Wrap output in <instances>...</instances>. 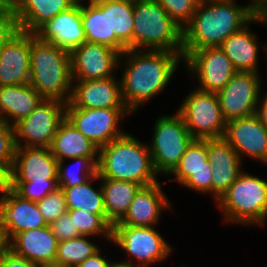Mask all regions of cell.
Returning a JSON list of instances; mask_svg holds the SVG:
<instances>
[{
  "label": "cell",
  "instance_id": "cell-1",
  "mask_svg": "<svg viewBox=\"0 0 267 267\" xmlns=\"http://www.w3.org/2000/svg\"><path fill=\"white\" fill-rule=\"evenodd\" d=\"M184 63L179 53L165 50L127 49L120 55L119 69L122 99L134 115L166 90Z\"/></svg>",
  "mask_w": 267,
  "mask_h": 267
},
{
  "label": "cell",
  "instance_id": "cell-2",
  "mask_svg": "<svg viewBox=\"0 0 267 267\" xmlns=\"http://www.w3.org/2000/svg\"><path fill=\"white\" fill-rule=\"evenodd\" d=\"M255 16L248 4L240 5L237 0H200L183 28V58L205 47L220 46Z\"/></svg>",
  "mask_w": 267,
  "mask_h": 267
},
{
  "label": "cell",
  "instance_id": "cell-3",
  "mask_svg": "<svg viewBox=\"0 0 267 267\" xmlns=\"http://www.w3.org/2000/svg\"><path fill=\"white\" fill-rule=\"evenodd\" d=\"M99 177L135 182L142 187L159 182L148 143L127 131L99 149Z\"/></svg>",
  "mask_w": 267,
  "mask_h": 267
},
{
  "label": "cell",
  "instance_id": "cell-4",
  "mask_svg": "<svg viewBox=\"0 0 267 267\" xmlns=\"http://www.w3.org/2000/svg\"><path fill=\"white\" fill-rule=\"evenodd\" d=\"M29 83L44 99L68 103L73 86L70 52L30 33Z\"/></svg>",
  "mask_w": 267,
  "mask_h": 267
},
{
  "label": "cell",
  "instance_id": "cell-5",
  "mask_svg": "<svg viewBox=\"0 0 267 267\" xmlns=\"http://www.w3.org/2000/svg\"><path fill=\"white\" fill-rule=\"evenodd\" d=\"M215 206L223 223L246 227L267 225V181L243 171Z\"/></svg>",
  "mask_w": 267,
  "mask_h": 267
},
{
  "label": "cell",
  "instance_id": "cell-6",
  "mask_svg": "<svg viewBox=\"0 0 267 267\" xmlns=\"http://www.w3.org/2000/svg\"><path fill=\"white\" fill-rule=\"evenodd\" d=\"M133 49L183 53L181 28L155 0L134 4Z\"/></svg>",
  "mask_w": 267,
  "mask_h": 267
},
{
  "label": "cell",
  "instance_id": "cell-7",
  "mask_svg": "<svg viewBox=\"0 0 267 267\" xmlns=\"http://www.w3.org/2000/svg\"><path fill=\"white\" fill-rule=\"evenodd\" d=\"M155 228L113 225L111 243L126 254L119 261L133 267H151L168 260L174 252L173 245Z\"/></svg>",
  "mask_w": 267,
  "mask_h": 267
},
{
  "label": "cell",
  "instance_id": "cell-8",
  "mask_svg": "<svg viewBox=\"0 0 267 267\" xmlns=\"http://www.w3.org/2000/svg\"><path fill=\"white\" fill-rule=\"evenodd\" d=\"M152 130L148 147L153 167L158 176H164L167 179L195 138L187 129L184 119L176 111L170 116L164 114L158 117Z\"/></svg>",
  "mask_w": 267,
  "mask_h": 267
},
{
  "label": "cell",
  "instance_id": "cell-9",
  "mask_svg": "<svg viewBox=\"0 0 267 267\" xmlns=\"http://www.w3.org/2000/svg\"><path fill=\"white\" fill-rule=\"evenodd\" d=\"M183 98L176 111L195 139L221 138L224 136L226 120L222 115L216 93L193 87Z\"/></svg>",
  "mask_w": 267,
  "mask_h": 267
},
{
  "label": "cell",
  "instance_id": "cell-10",
  "mask_svg": "<svg viewBox=\"0 0 267 267\" xmlns=\"http://www.w3.org/2000/svg\"><path fill=\"white\" fill-rule=\"evenodd\" d=\"M130 115L127 108L86 109L70 101L66 104V119L99 149L126 132L121 126Z\"/></svg>",
  "mask_w": 267,
  "mask_h": 267
},
{
  "label": "cell",
  "instance_id": "cell-11",
  "mask_svg": "<svg viewBox=\"0 0 267 267\" xmlns=\"http://www.w3.org/2000/svg\"><path fill=\"white\" fill-rule=\"evenodd\" d=\"M66 104L56 99H43L26 118L14 125L16 147L50 148L66 118Z\"/></svg>",
  "mask_w": 267,
  "mask_h": 267
},
{
  "label": "cell",
  "instance_id": "cell-12",
  "mask_svg": "<svg viewBox=\"0 0 267 267\" xmlns=\"http://www.w3.org/2000/svg\"><path fill=\"white\" fill-rule=\"evenodd\" d=\"M183 64L191 81H198L197 89L216 94L237 72L219 46L193 51L184 59Z\"/></svg>",
  "mask_w": 267,
  "mask_h": 267
},
{
  "label": "cell",
  "instance_id": "cell-13",
  "mask_svg": "<svg viewBox=\"0 0 267 267\" xmlns=\"http://www.w3.org/2000/svg\"><path fill=\"white\" fill-rule=\"evenodd\" d=\"M260 73L237 71L217 93L222 115L226 121L256 114L262 95Z\"/></svg>",
  "mask_w": 267,
  "mask_h": 267
},
{
  "label": "cell",
  "instance_id": "cell-14",
  "mask_svg": "<svg viewBox=\"0 0 267 267\" xmlns=\"http://www.w3.org/2000/svg\"><path fill=\"white\" fill-rule=\"evenodd\" d=\"M120 55L103 44L84 42L70 52L72 80L87 81L116 76Z\"/></svg>",
  "mask_w": 267,
  "mask_h": 267
},
{
  "label": "cell",
  "instance_id": "cell-15",
  "mask_svg": "<svg viewBox=\"0 0 267 267\" xmlns=\"http://www.w3.org/2000/svg\"><path fill=\"white\" fill-rule=\"evenodd\" d=\"M223 138L243 162L249 158L267 166V129L256 114L227 121Z\"/></svg>",
  "mask_w": 267,
  "mask_h": 267
},
{
  "label": "cell",
  "instance_id": "cell-16",
  "mask_svg": "<svg viewBox=\"0 0 267 267\" xmlns=\"http://www.w3.org/2000/svg\"><path fill=\"white\" fill-rule=\"evenodd\" d=\"M163 182L141 187L135 194L125 216L114 225L134 227L159 226L162 213L174 211L172 202L164 192ZM165 193V194H164ZM164 211V212H163Z\"/></svg>",
  "mask_w": 267,
  "mask_h": 267
},
{
  "label": "cell",
  "instance_id": "cell-17",
  "mask_svg": "<svg viewBox=\"0 0 267 267\" xmlns=\"http://www.w3.org/2000/svg\"><path fill=\"white\" fill-rule=\"evenodd\" d=\"M208 161L212 165V199L216 203L244 171V162L223 138H207Z\"/></svg>",
  "mask_w": 267,
  "mask_h": 267
},
{
  "label": "cell",
  "instance_id": "cell-18",
  "mask_svg": "<svg viewBox=\"0 0 267 267\" xmlns=\"http://www.w3.org/2000/svg\"><path fill=\"white\" fill-rule=\"evenodd\" d=\"M252 24L267 27V16L256 15L242 29L225 39L219 47L237 71L260 73L258 64H260L259 53L261 52L259 50L264 49L265 45H262L258 35L251 31Z\"/></svg>",
  "mask_w": 267,
  "mask_h": 267
},
{
  "label": "cell",
  "instance_id": "cell-19",
  "mask_svg": "<svg viewBox=\"0 0 267 267\" xmlns=\"http://www.w3.org/2000/svg\"><path fill=\"white\" fill-rule=\"evenodd\" d=\"M47 225L36 202L22 198L13 189L0 197V228L8 242L17 233Z\"/></svg>",
  "mask_w": 267,
  "mask_h": 267
},
{
  "label": "cell",
  "instance_id": "cell-20",
  "mask_svg": "<svg viewBox=\"0 0 267 267\" xmlns=\"http://www.w3.org/2000/svg\"><path fill=\"white\" fill-rule=\"evenodd\" d=\"M40 40L71 52L86 42L82 24L81 0L42 25L35 33Z\"/></svg>",
  "mask_w": 267,
  "mask_h": 267
},
{
  "label": "cell",
  "instance_id": "cell-21",
  "mask_svg": "<svg viewBox=\"0 0 267 267\" xmlns=\"http://www.w3.org/2000/svg\"><path fill=\"white\" fill-rule=\"evenodd\" d=\"M30 81V33L19 30L0 48V86Z\"/></svg>",
  "mask_w": 267,
  "mask_h": 267
},
{
  "label": "cell",
  "instance_id": "cell-22",
  "mask_svg": "<svg viewBox=\"0 0 267 267\" xmlns=\"http://www.w3.org/2000/svg\"><path fill=\"white\" fill-rule=\"evenodd\" d=\"M70 102L76 108H126L122 99L119 76L73 81Z\"/></svg>",
  "mask_w": 267,
  "mask_h": 267
},
{
  "label": "cell",
  "instance_id": "cell-23",
  "mask_svg": "<svg viewBox=\"0 0 267 267\" xmlns=\"http://www.w3.org/2000/svg\"><path fill=\"white\" fill-rule=\"evenodd\" d=\"M13 182L58 179V160L47 147H16Z\"/></svg>",
  "mask_w": 267,
  "mask_h": 267
},
{
  "label": "cell",
  "instance_id": "cell-24",
  "mask_svg": "<svg viewBox=\"0 0 267 267\" xmlns=\"http://www.w3.org/2000/svg\"><path fill=\"white\" fill-rule=\"evenodd\" d=\"M58 239L49 225L17 233L9 242L8 249L15 255L36 264L55 262Z\"/></svg>",
  "mask_w": 267,
  "mask_h": 267
},
{
  "label": "cell",
  "instance_id": "cell-25",
  "mask_svg": "<svg viewBox=\"0 0 267 267\" xmlns=\"http://www.w3.org/2000/svg\"><path fill=\"white\" fill-rule=\"evenodd\" d=\"M78 0H18L13 8L19 30L35 33L47 21L68 10Z\"/></svg>",
  "mask_w": 267,
  "mask_h": 267
},
{
  "label": "cell",
  "instance_id": "cell-26",
  "mask_svg": "<svg viewBox=\"0 0 267 267\" xmlns=\"http://www.w3.org/2000/svg\"><path fill=\"white\" fill-rule=\"evenodd\" d=\"M44 98L30 85L0 86V120L14 126Z\"/></svg>",
  "mask_w": 267,
  "mask_h": 267
},
{
  "label": "cell",
  "instance_id": "cell-27",
  "mask_svg": "<svg viewBox=\"0 0 267 267\" xmlns=\"http://www.w3.org/2000/svg\"><path fill=\"white\" fill-rule=\"evenodd\" d=\"M81 0L82 24L87 42L108 46L120 54L127 47L116 37L109 36L108 12L105 0Z\"/></svg>",
  "mask_w": 267,
  "mask_h": 267
},
{
  "label": "cell",
  "instance_id": "cell-28",
  "mask_svg": "<svg viewBox=\"0 0 267 267\" xmlns=\"http://www.w3.org/2000/svg\"><path fill=\"white\" fill-rule=\"evenodd\" d=\"M50 150L58 161L77 157H99V148L66 118L60 124Z\"/></svg>",
  "mask_w": 267,
  "mask_h": 267
},
{
  "label": "cell",
  "instance_id": "cell-29",
  "mask_svg": "<svg viewBox=\"0 0 267 267\" xmlns=\"http://www.w3.org/2000/svg\"><path fill=\"white\" fill-rule=\"evenodd\" d=\"M107 223L112 227L127 213L141 185L126 180L100 177Z\"/></svg>",
  "mask_w": 267,
  "mask_h": 267
},
{
  "label": "cell",
  "instance_id": "cell-30",
  "mask_svg": "<svg viewBox=\"0 0 267 267\" xmlns=\"http://www.w3.org/2000/svg\"><path fill=\"white\" fill-rule=\"evenodd\" d=\"M99 182L97 188L93 184ZM63 190L68 210H84L92 214H99L106 222V212L103 201V191L98 173L81 185L59 187Z\"/></svg>",
  "mask_w": 267,
  "mask_h": 267
},
{
  "label": "cell",
  "instance_id": "cell-31",
  "mask_svg": "<svg viewBox=\"0 0 267 267\" xmlns=\"http://www.w3.org/2000/svg\"><path fill=\"white\" fill-rule=\"evenodd\" d=\"M108 12L109 36H116L127 49H133L134 4L105 0Z\"/></svg>",
  "mask_w": 267,
  "mask_h": 267
},
{
  "label": "cell",
  "instance_id": "cell-32",
  "mask_svg": "<svg viewBox=\"0 0 267 267\" xmlns=\"http://www.w3.org/2000/svg\"><path fill=\"white\" fill-rule=\"evenodd\" d=\"M200 169H212V165L208 161L207 138L194 139L190 143L178 166L168 176L169 179L166 182L176 181L180 186L194 171Z\"/></svg>",
  "mask_w": 267,
  "mask_h": 267
},
{
  "label": "cell",
  "instance_id": "cell-33",
  "mask_svg": "<svg viewBox=\"0 0 267 267\" xmlns=\"http://www.w3.org/2000/svg\"><path fill=\"white\" fill-rule=\"evenodd\" d=\"M99 157H77L58 161V187L81 185L97 173ZM67 161L73 164L67 165Z\"/></svg>",
  "mask_w": 267,
  "mask_h": 267
},
{
  "label": "cell",
  "instance_id": "cell-34",
  "mask_svg": "<svg viewBox=\"0 0 267 267\" xmlns=\"http://www.w3.org/2000/svg\"><path fill=\"white\" fill-rule=\"evenodd\" d=\"M94 239L90 236H79L59 242L55 262L65 267H76L101 248L98 242H93Z\"/></svg>",
  "mask_w": 267,
  "mask_h": 267
},
{
  "label": "cell",
  "instance_id": "cell-35",
  "mask_svg": "<svg viewBox=\"0 0 267 267\" xmlns=\"http://www.w3.org/2000/svg\"><path fill=\"white\" fill-rule=\"evenodd\" d=\"M67 213L81 236L100 237L106 242H111L112 227L99 214H92L81 209L67 210Z\"/></svg>",
  "mask_w": 267,
  "mask_h": 267
},
{
  "label": "cell",
  "instance_id": "cell-36",
  "mask_svg": "<svg viewBox=\"0 0 267 267\" xmlns=\"http://www.w3.org/2000/svg\"><path fill=\"white\" fill-rule=\"evenodd\" d=\"M58 187V179L30 180L13 182V190L22 198L32 202L41 201Z\"/></svg>",
  "mask_w": 267,
  "mask_h": 267
},
{
  "label": "cell",
  "instance_id": "cell-37",
  "mask_svg": "<svg viewBox=\"0 0 267 267\" xmlns=\"http://www.w3.org/2000/svg\"><path fill=\"white\" fill-rule=\"evenodd\" d=\"M167 14L184 28L192 19L200 0H155Z\"/></svg>",
  "mask_w": 267,
  "mask_h": 267
},
{
  "label": "cell",
  "instance_id": "cell-38",
  "mask_svg": "<svg viewBox=\"0 0 267 267\" xmlns=\"http://www.w3.org/2000/svg\"><path fill=\"white\" fill-rule=\"evenodd\" d=\"M36 203L48 225L68 210L65 195L61 188H57Z\"/></svg>",
  "mask_w": 267,
  "mask_h": 267
},
{
  "label": "cell",
  "instance_id": "cell-39",
  "mask_svg": "<svg viewBox=\"0 0 267 267\" xmlns=\"http://www.w3.org/2000/svg\"><path fill=\"white\" fill-rule=\"evenodd\" d=\"M181 187L203 195H210L212 198V169H200L194 171L181 184Z\"/></svg>",
  "mask_w": 267,
  "mask_h": 267
},
{
  "label": "cell",
  "instance_id": "cell-40",
  "mask_svg": "<svg viewBox=\"0 0 267 267\" xmlns=\"http://www.w3.org/2000/svg\"><path fill=\"white\" fill-rule=\"evenodd\" d=\"M15 152L14 126L0 120V160L8 161L13 166Z\"/></svg>",
  "mask_w": 267,
  "mask_h": 267
},
{
  "label": "cell",
  "instance_id": "cell-41",
  "mask_svg": "<svg viewBox=\"0 0 267 267\" xmlns=\"http://www.w3.org/2000/svg\"><path fill=\"white\" fill-rule=\"evenodd\" d=\"M49 227L59 242L81 236L77 231V227H74L73 220L67 212L50 223Z\"/></svg>",
  "mask_w": 267,
  "mask_h": 267
},
{
  "label": "cell",
  "instance_id": "cell-42",
  "mask_svg": "<svg viewBox=\"0 0 267 267\" xmlns=\"http://www.w3.org/2000/svg\"><path fill=\"white\" fill-rule=\"evenodd\" d=\"M19 31L14 11L9 15L0 17V48Z\"/></svg>",
  "mask_w": 267,
  "mask_h": 267
},
{
  "label": "cell",
  "instance_id": "cell-43",
  "mask_svg": "<svg viewBox=\"0 0 267 267\" xmlns=\"http://www.w3.org/2000/svg\"><path fill=\"white\" fill-rule=\"evenodd\" d=\"M0 267H38V264L17 256L10 249H7L0 256Z\"/></svg>",
  "mask_w": 267,
  "mask_h": 267
},
{
  "label": "cell",
  "instance_id": "cell-44",
  "mask_svg": "<svg viewBox=\"0 0 267 267\" xmlns=\"http://www.w3.org/2000/svg\"><path fill=\"white\" fill-rule=\"evenodd\" d=\"M13 189L12 165L5 160H0V197Z\"/></svg>",
  "mask_w": 267,
  "mask_h": 267
},
{
  "label": "cell",
  "instance_id": "cell-45",
  "mask_svg": "<svg viewBox=\"0 0 267 267\" xmlns=\"http://www.w3.org/2000/svg\"><path fill=\"white\" fill-rule=\"evenodd\" d=\"M103 250L100 248L92 256L86 258L76 267H110L114 262L112 258L110 259L107 255H102ZM107 256V258H105Z\"/></svg>",
  "mask_w": 267,
  "mask_h": 267
},
{
  "label": "cell",
  "instance_id": "cell-46",
  "mask_svg": "<svg viewBox=\"0 0 267 267\" xmlns=\"http://www.w3.org/2000/svg\"><path fill=\"white\" fill-rule=\"evenodd\" d=\"M261 95L260 100L258 102L256 115L258 116L260 122L267 129V92ZM263 96V97H262Z\"/></svg>",
  "mask_w": 267,
  "mask_h": 267
},
{
  "label": "cell",
  "instance_id": "cell-47",
  "mask_svg": "<svg viewBox=\"0 0 267 267\" xmlns=\"http://www.w3.org/2000/svg\"><path fill=\"white\" fill-rule=\"evenodd\" d=\"M247 4L256 15L267 16V0H251Z\"/></svg>",
  "mask_w": 267,
  "mask_h": 267
},
{
  "label": "cell",
  "instance_id": "cell-48",
  "mask_svg": "<svg viewBox=\"0 0 267 267\" xmlns=\"http://www.w3.org/2000/svg\"><path fill=\"white\" fill-rule=\"evenodd\" d=\"M12 11L13 8L5 0H0V17L7 16Z\"/></svg>",
  "mask_w": 267,
  "mask_h": 267
},
{
  "label": "cell",
  "instance_id": "cell-49",
  "mask_svg": "<svg viewBox=\"0 0 267 267\" xmlns=\"http://www.w3.org/2000/svg\"><path fill=\"white\" fill-rule=\"evenodd\" d=\"M8 249V240L5 232L0 228V256Z\"/></svg>",
  "mask_w": 267,
  "mask_h": 267
},
{
  "label": "cell",
  "instance_id": "cell-50",
  "mask_svg": "<svg viewBox=\"0 0 267 267\" xmlns=\"http://www.w3.org/2000/svg\"><path fill=\"white\" fill-rule=\"evenodd\" d=\"M113 260H114V262L111 264L110 267H133L129 264L122 263V262L118 261V259L117 260L113 259Z\"/></svg>",
  "mask_w": 267,
  "mask_h": 267
},
{
  "label": "cell",
  "instance_id": "cell-51",
  "mask_svg": "<svg viewBox=\"0 0 267 267\" xmlns=\"http://www.w3.org/2000/svg\"><path fill=\"white\" fill-rule=\"evenodd\" d=\"M38 267H65L57 262L38 264Z\"/></svg>",
  "mask_w": 267,
  "mask_h": 267
},
{
  "label": "cell",
  "instance_id": "cell-52",
  "mask_svg": "<svg viewBox=\"0 0 267 267\" xmlns=\"http://www.w3.org/2000/svg\"><path fill=\"white\" fill-rule=\"evenodd\" d=\"M12 8L15 7L18 0H5Z\"/></svg>",
  "mask_w": 267,
  "mask_h": 267
},
{
  "label": "cell",
  "instance_id": "cell-53",
  "mask_svg": "<svg viewBox=\"0 0 267 267\" xmlns=\"http://www.w3.org/2000/svg\"><path fill=\"white\" fill-rule=\"evenodd\" d=\"M119 1H123V2L131 3V4H135L137 2L145 1V0H119Z\"/></svg>",
  "mask_w": 267,
  "mask_h": 267
},
{
  "label": "cell",
  "instance_id": "cell-54",
  "mask_svg": "<svg viewBox=\"0 0 267 267\" xmlns=\"http://www.w3.org/2000/svg\"><path fill=\"white\" fill-rule=\"evenodd\" d=\"M264 45H265V46H264V52H263V53H264V55L266 54V55H265V56H266L265 58H266V60H267V43H265ZM266 65H267V64H266Z\"/></svg>",
  "mask_w": 267,
  "mask_h": 267
}]
</instances>
